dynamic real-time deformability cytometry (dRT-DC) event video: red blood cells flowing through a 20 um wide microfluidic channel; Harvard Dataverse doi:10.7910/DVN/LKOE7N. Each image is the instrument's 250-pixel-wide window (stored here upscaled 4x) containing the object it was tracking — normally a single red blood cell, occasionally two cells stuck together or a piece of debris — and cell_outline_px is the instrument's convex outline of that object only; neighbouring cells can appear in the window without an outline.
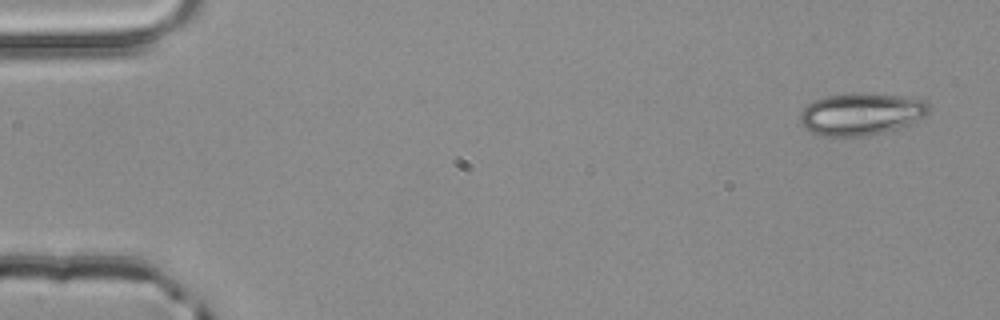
{"species": "common noctule bat (a hibernating species)", "species_latin": "Nyctalus noctula", "temperature_condition": "room temperature", "stored_images_in_passage": 4, "camera_frame_rate_fps": 3000, "um_per_image_px": 0.085, "animal": {"sex": "male", "body_mass_g": 20.4}, "frame": {"image": 1, "passage_image": 1, "time_ms": 0.0, "image_size_px": [1000, 320], "cell_outline_px": [[932, 108], [924, 116], [912, 124], [884, 132], [864, 136], [820, 136], [808, 132], [800, 124], [800, 112], [808, 104], [824, 96], [848, 92], [868, 92], [904, 96], [928, 100]], "centroid_in_image_um": [73.21, 9.67], "position_along_channel_um": 11.8, "area_um2": 32.54}}